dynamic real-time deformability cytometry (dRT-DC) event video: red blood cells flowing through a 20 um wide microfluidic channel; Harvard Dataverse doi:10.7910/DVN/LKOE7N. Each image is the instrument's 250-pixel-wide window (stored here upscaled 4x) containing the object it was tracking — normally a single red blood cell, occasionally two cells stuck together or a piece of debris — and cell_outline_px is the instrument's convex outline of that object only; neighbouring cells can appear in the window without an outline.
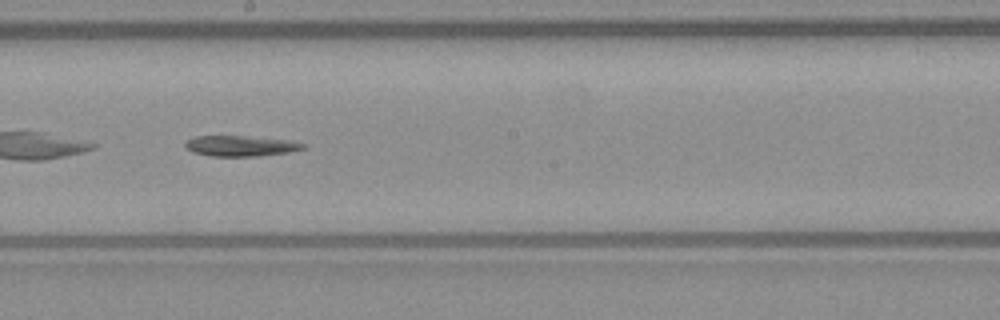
{"species": "common noctule bat (a hibernating species)", "species_latin": "Nyctalus noctula", "temperature_condition": "warm", "stored_images_in_passage": 33, "camera_frame_rate_fps": 3000, "um_per_image_px": 0.085, "animal": {"sex": "male", "body_mass_g": 23.1, "forearm_length_mm": 52.7}, "frame": {"image": 1, "passage_image": 14, "time_ms": 4.333, "image_size_px": [1000, 320], "cell_outline_px": [[308, 148], [288, 152], [260, 156], [212, 156], [192, 152], [184, 144], [188, 140], [196, 136], [244, 136], [288, 140], [308, 144]], "centroid_in_image_um": [20.52, 12.4], "position_along_channel_um": 227.7, "area_um2": 14.1}}